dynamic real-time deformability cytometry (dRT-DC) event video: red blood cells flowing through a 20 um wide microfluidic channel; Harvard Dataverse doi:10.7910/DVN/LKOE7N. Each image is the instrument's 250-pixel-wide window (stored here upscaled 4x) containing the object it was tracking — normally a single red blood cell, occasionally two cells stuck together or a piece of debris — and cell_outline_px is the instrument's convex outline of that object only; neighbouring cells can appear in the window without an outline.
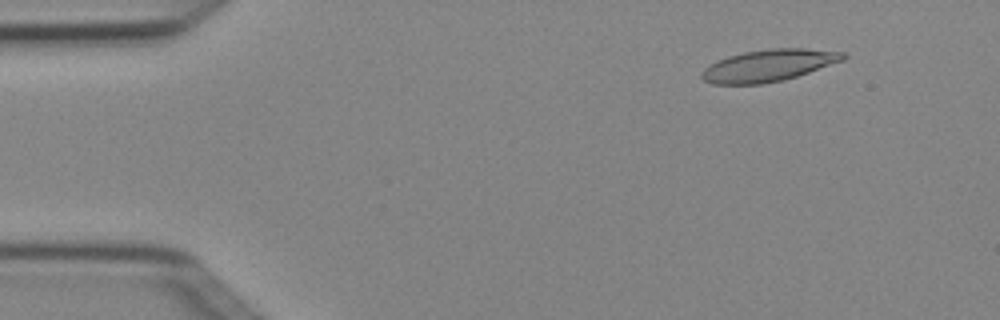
{"species": "Egyptian fruit bat (a non-hibernating species)", "species_latin": "Rousettus aegyptiacus", "temperature_condition": "cold", "stored_images_in_passage": 3, "camera_frame_rate_fps": 3000, "um_per_image_px": 0.085, "animal": {"sex": "female"}, "frame": {"image": 1, "passage_image": 2, "time_ms": 0.333, "image_size_px": [1000, 320], "cell_outline_px": [[848, 56], [844, 60], [784, 80], [764, 84], [712, 84], [704, 80], [700, 76], [700, 72], [704, 68], [716, 60], [728, 56], [744, 52], [768, 48], [804, 48], [848, 52]], "centroid_in_image_um": [65.33, 5.56], "position_along_channel_um": 19.7, "area_um2": 26.53}}